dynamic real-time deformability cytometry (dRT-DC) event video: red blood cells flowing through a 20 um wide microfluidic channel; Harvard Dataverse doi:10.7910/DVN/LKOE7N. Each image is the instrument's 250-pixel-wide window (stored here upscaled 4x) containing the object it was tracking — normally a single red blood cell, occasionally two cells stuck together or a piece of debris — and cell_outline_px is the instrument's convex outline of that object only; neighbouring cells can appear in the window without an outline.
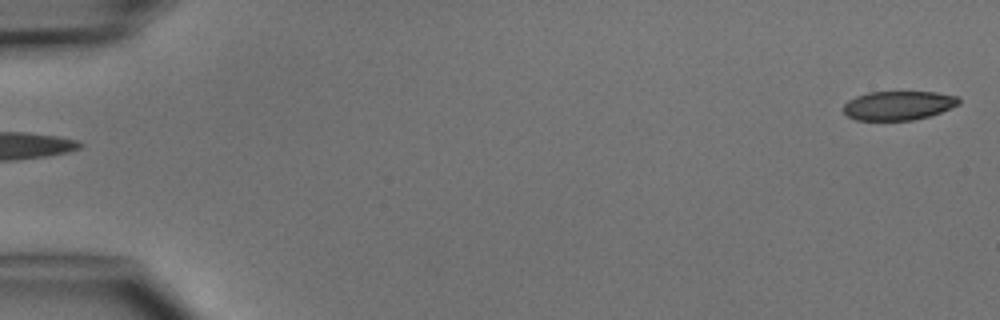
{"species": "common noctule bat (a hibernating species)", "species_latin": "Nyctalus noctula", "temperature_condition": "cold", "stored_images_in_passage": 4, "camera_frame_rate_fps": 3000, "um_per_image_px": 0.085, "animal": {"sex": "male", "body_mass_g": 15.6}, "frame": {"image": 1, "passage_image": 1, "time_ms": 0.0, "image_size_px": [1000, 320], "cell_outline_px": [[960, 104], [940, 112], [928, 116], [912, 120], [856, 120], [848, 116], [844, 112], [844, 104], [848, 100], [856, 96], [868, 92], [936, 92], [960, 96]], "centroid_in_image_um": [76.38, 8.96], "position_along_channel_um": 8.6, "area_um2": 19.54}}
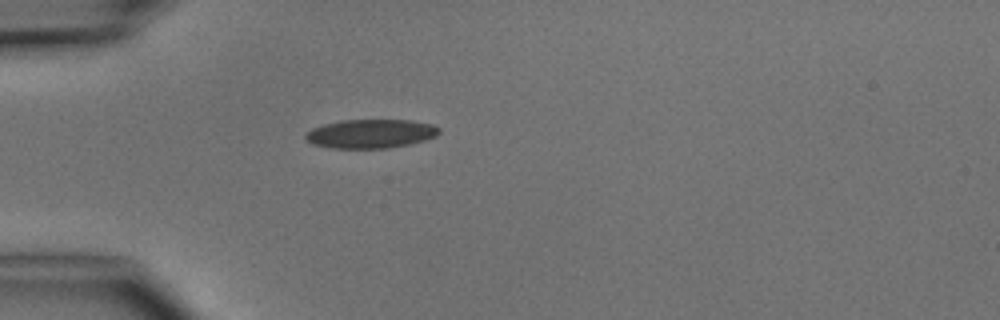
{"frame": {"image": 2, "passage_image": 4, "time_ms": 4.333, "image_size_px": [1000, 320], "cell_outline_px": [[440, 132], [436, 136], [424, 140], [408, 144], [388, 148], [332, 148], [312, 144], [304, 136], [312, 128], [324, 124], [340, 120], [408, 120], [432, 124], [440, 128]], "centroid_in_image_um": [31.51, 11.36], "position_along_channel_um": 53.5, "area_um2": 22.37}}